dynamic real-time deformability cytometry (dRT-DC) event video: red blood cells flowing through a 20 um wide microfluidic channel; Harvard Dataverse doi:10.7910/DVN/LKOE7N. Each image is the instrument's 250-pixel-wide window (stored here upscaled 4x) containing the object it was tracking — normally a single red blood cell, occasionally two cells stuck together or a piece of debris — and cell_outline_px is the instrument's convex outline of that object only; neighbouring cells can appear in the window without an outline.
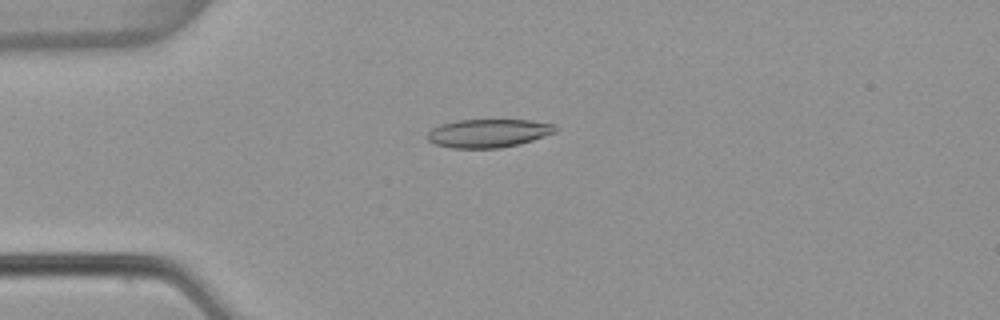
{"species": "common noctule bat (a hibernating species)", "species_latin": "Nyctalus noctula", "temperature_condition": "warm", "stored_images_in_passage": 4, "camera_frame_rate_fps": 3000, "um_per_image_px": 0.085, "animal": {"sex": "female", "body_mass_g": 22.7, "forearm_length_mm": 54.2}, "frame": {"image": 1, "passage_image": 3, "time_ms": 0.667, "image_size_px": [1000, 320], "cell_outline_px": [[556, 132], [520, 144], [500, 148], [452, 148], [436, 144], [428, 140], [428, 132], [432, 128], [440, 124], [456, 120], [532, 120], [556, 124]], "centroid_in_image_um": [41.53, 11.32], "position_along_channel_um": 43.5, "area_um2": 21.21}}